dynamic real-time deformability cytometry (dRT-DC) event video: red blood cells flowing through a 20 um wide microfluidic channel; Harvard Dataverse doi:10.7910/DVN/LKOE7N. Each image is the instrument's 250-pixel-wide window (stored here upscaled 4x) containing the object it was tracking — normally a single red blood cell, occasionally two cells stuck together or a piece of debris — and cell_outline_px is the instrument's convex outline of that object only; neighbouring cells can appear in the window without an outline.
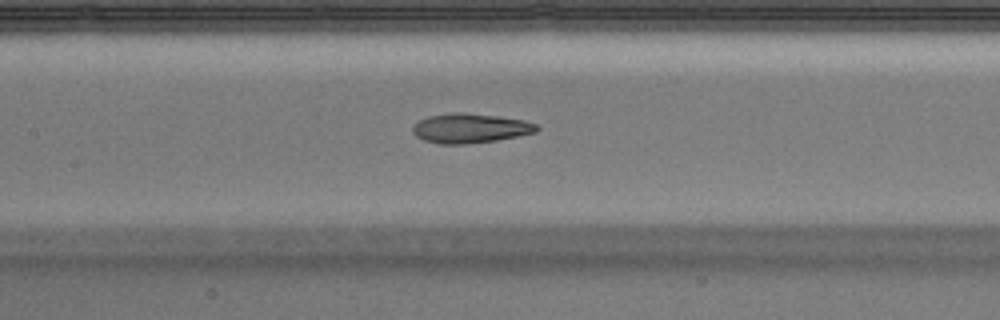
{"species": "Egyptian fruit bat (a non-hibernating species)", "species_latin": "Rousettus aegyptiacus", "temperature_condition": "warm", "stored_images_in_passage": 38, "camera_frame_rate_fps": 3000, "um_per_image_px": 0.085, "animal": {"sex": "male"}, "frame": {"image": 1, "passage_image": 12, "time_ms": 3.667, "image_size_px": [1000, 320], "cell_outline_px": [[540, 128], [536, 132], [496, 140], [464, 144], [440, 144], [424, 140], [416, 136], [412, 132], [412, 128], [420, 120], [428, 116], [452, 112], [464, 112], [496, 116], [524, 120], [536, 124]], "centroid_in_image_um": [39.95, 10.89], "position_along_channel_um": 167.4, "area_um2": 21.21}}